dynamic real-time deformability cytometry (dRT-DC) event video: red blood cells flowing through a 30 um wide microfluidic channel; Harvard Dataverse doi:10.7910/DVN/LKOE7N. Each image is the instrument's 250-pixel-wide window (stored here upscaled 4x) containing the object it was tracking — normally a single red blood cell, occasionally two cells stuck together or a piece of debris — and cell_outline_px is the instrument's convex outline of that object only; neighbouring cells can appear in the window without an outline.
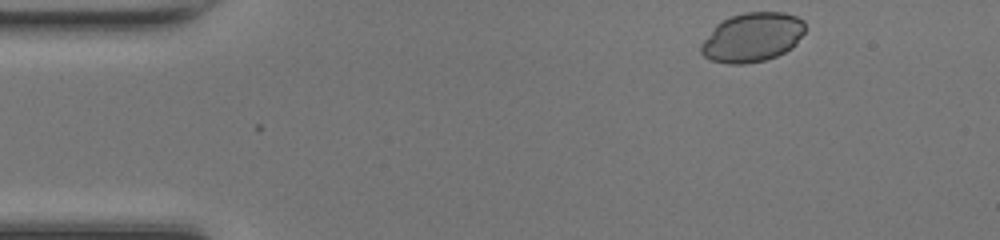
{"species": "common noctule bat (a hibernating species)", "species_latin": "Nyctalus noctula", "temperature_condition": "room temperature", "stored_images_in_passage": 2, "camera_frame_rate_fps": 3000, "um_per_image_px": 0.085, "animal": {"sex": "female", "body_mass_g": 17.0, "forearm_length_mm": 48.0}, "frame": {"image": 1, "passage_image": 1, "time_ms": 0.0, "image_size_px": [1000, 240], "cell_outline_px": [[804, 32], [796, 44], [792, 48], [776, 56], [764, 60], [744, 64], [728, 64], [712, 60], [704, 56], [700, 52], [700, 44], [716, 24], [732, 16], [744, 12], [784, 12], [796, 16], [804, 20]], "centroid_in_image_um": [63.94, 3.17], "position_along_channel_um": 21.1, "area_um2": 29.82}}